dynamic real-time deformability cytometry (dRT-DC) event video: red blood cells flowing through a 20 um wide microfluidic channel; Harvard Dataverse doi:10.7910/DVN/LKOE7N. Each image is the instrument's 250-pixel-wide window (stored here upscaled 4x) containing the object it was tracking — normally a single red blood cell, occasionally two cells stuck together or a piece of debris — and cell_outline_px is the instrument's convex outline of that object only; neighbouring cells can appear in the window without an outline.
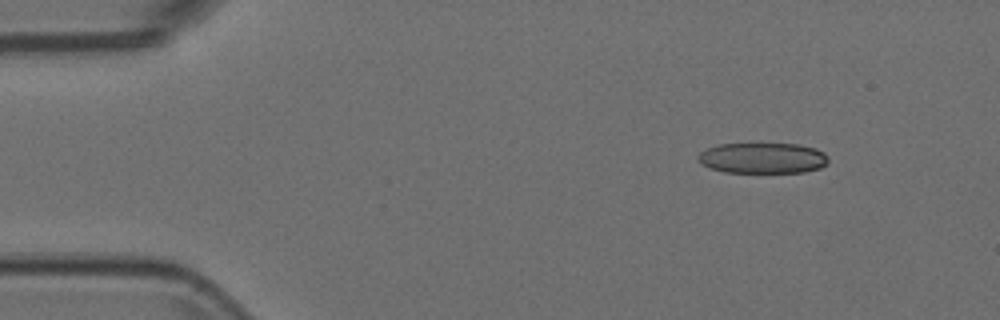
{"species": "Egyptian fruit bat (a non-hibernating species)", "species_latin": "Rousettus aegyptiacus", "temperature_condition": "room temperature", "stored_images_in_passage": 49, "camera_frame_rate_fps": 3000, "um_per_image_px": 0.085, "animal": {"sex": "female"}, "frame": {"image": 1, "passage_image": 1, "time_ms": 0.0, "image_size_px": [1000, 320], "cell_outline_px": [[828, 164], [820, 168], [804, 172], [724, 172], [708, 168], [700, 164], [696, 160], [696, 156], [700, 152], [708, 148], [720, 144], [796, 144], [816, 148], [824, 152], [828, 156]], "centroid_in_image_um": [64.81, 13.44], "position_along_channel_um": 20.2, "area_um2": 23.52}}
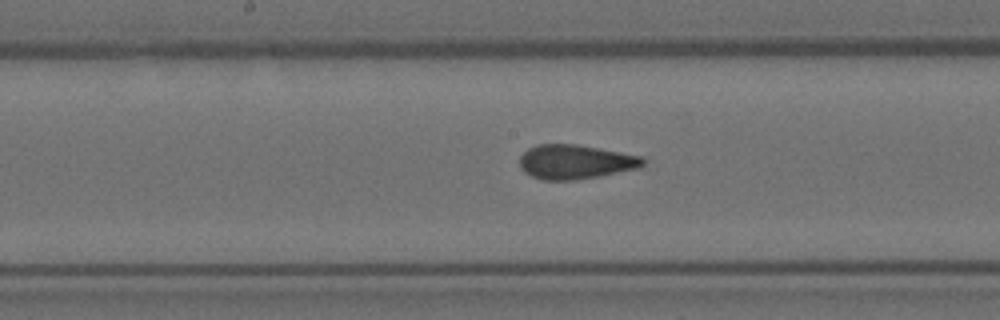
{"frame": {"image": 2, "passage_image": 22, "time_ms": 7.0, "image_size_px": [1000, 320], "cell_outline_px": [[644, 164], [640, 168], [600, 176], [576, 180], [540, 180], [524, 172], [520, 168], [520, 156], [528, 148], [536, 144], [576, 144], [620, 152], [640, 156], [644, 160]], "centroid_in_image_um": [48.88, 13.76], "position_along_channel_um": 199.3, "area_um2": 24.74}}
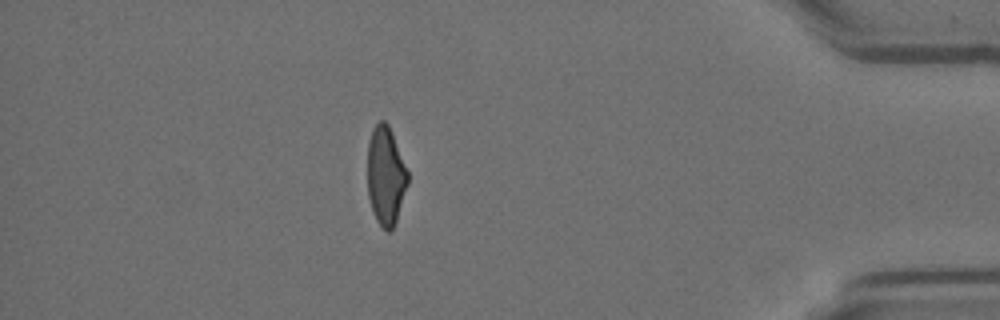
{"frame": {"image": 3, "passage_image": 42, "time_ms": 13.667, "image_size_px": [1000, 320], "cell_outline_px": [[408, 184], [396, 220], [392, 228], [388, 232], [376, 220], [372, 212], [368, 196], [368, 140], [372, 128], [380, 120], [384, 120], [388, 124], [408, 172]], "centroid_in_image_um": [32.77, 14.93], "position_along_channel_um": 402.4, "area_um2": 22.95}}